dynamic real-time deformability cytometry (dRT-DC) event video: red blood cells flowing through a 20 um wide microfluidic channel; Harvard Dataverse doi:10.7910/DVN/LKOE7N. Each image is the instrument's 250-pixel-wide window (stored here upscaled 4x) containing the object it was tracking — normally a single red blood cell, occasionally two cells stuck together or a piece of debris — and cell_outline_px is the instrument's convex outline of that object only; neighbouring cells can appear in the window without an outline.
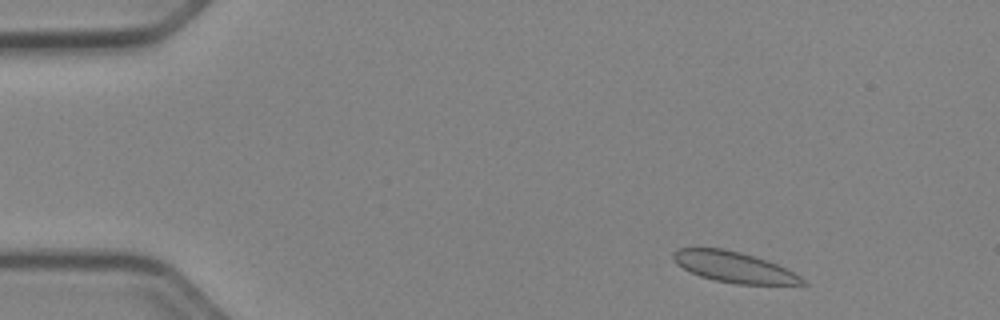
{"species": "Egyptian fruit bat (a non-hibernating species)", "species_latin": "Rousettus aegyptiacus", "temperature_condition": "cold", "stored_images_in_passage": 49, "camera_frame_rate_fps": 3000, "um_per_image_px": 0.085, "animal": {"sex": "female"}, "frame": {"image": 1, "passage_image": 4, "time_ms": 1.0, "image_size_px": [1000, 320], "cell_outline_px": [[808, 284], [736, 284], [716, 280], [700, 276], [676, 264], [672, 256], [680, 248], [724, 248], [740, 252], [768, 260], [800, 276]], "centroid_in_image_um": [62.38, 22.69], "position_along_channel_um": 22.6, "area_um2": 22.72}}
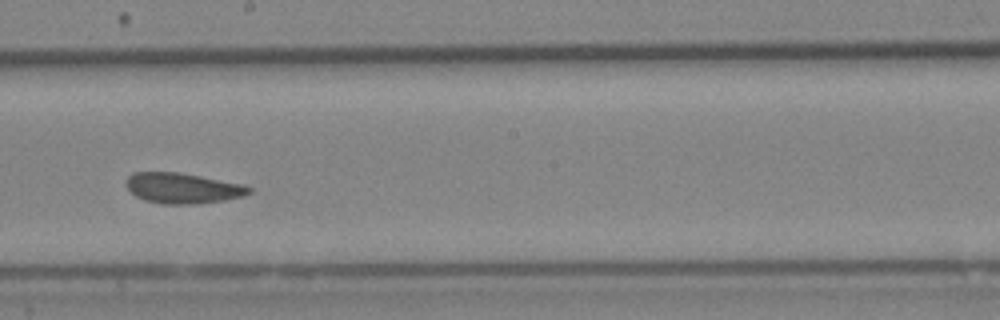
{"frame": {"image": 2, "passage_image": 27, "time_ms": 8.667, "image_size_px": [1000, 320], "cell_outline_px": [[252, 192], [244, 196], [224, 200], [196, 204], [164, 204], [144, 200], [136, 196], [124, 184], [128, 176], [132, 172], [180, 172], [244, 184], [252, 188]], "centroid_in_image_um": [15.54, 15.99], "position_along_channel_um": 232.7, "area_um2": 22.02}}
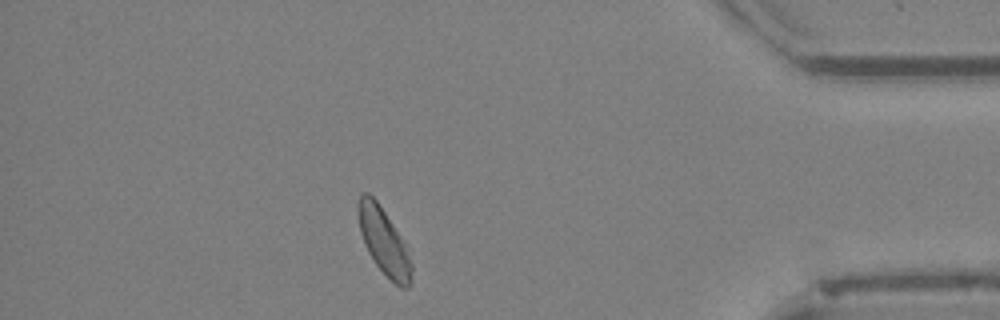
{"frame": {"image": 3, "passage_image": 43, "time_ms": 14.0, "image_size_px": [1000, 320], "cell_outline_px": [[412, 284], [408, 288], [400, 288], [376, 264], [368, 252], [364, 244], [360, 232], [356, 208], [356, 204], [360, 196], [364, 192], [368, 192], [376, 200], [400, 236], [412, 264]], "centroid_in_image_um": [32.6, 20.52], "position_along_channel_um": 402.6, "area_um2": 20.35}}